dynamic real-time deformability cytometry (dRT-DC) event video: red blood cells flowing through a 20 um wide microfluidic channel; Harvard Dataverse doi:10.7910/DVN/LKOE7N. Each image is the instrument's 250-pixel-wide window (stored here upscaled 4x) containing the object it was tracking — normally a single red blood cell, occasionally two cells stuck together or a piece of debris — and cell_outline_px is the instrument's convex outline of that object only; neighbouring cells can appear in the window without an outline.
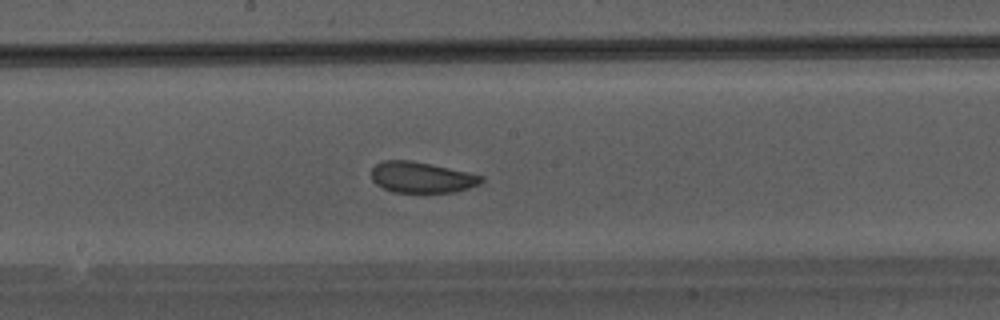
{"species": "Egyptian fruit bat (a non-hibernating species)", "species_latin": "Rousettus aegyptiacus", "temperature_condition": "warm", "stored_images_in_passage": 36, "camera_frame_rate_fps": 3000, "um_per_image_px": 0.085, "animal": {"sex": "male"}, "frame": {"image": 1, "passage_image": 25, "time_ms": 8.0, "image_size_px": [1000, 320], "cell_outline_px": [[484, 180], [480, 184], [456, 192], [392, 192], [376, 184], [372, 180], [372, 168], [376, 164], [384, 160], [408, 160], [448, 168], [484, 176]], "centroid_in_image_um": [35.83, 15.08], "position_along_channel_um": 212.4, "area_um2": 19.59}}